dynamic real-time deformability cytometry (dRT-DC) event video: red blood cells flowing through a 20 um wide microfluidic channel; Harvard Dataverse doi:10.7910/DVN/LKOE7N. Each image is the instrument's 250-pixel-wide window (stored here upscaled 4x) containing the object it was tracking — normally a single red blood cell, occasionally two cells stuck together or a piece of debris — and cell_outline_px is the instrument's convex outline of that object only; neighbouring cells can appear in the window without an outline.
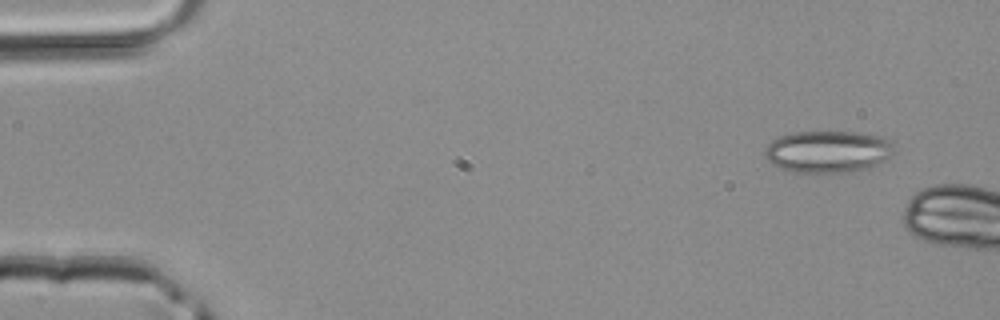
{"species": "common noctule bat (a hibernating species)", "species_latin": "Nyctalus noctula", "temperature_condition": "room temperature", "stored_images_in_passage": 3, "camera_frame_rate_fps": 3000, "um_per_image_px": 0.085, "animal": {"sex": "male", "body_mass_g": 20.4}, "frame": {"image": 1, "passage_image": 1, "time_ms": 0.0, "image_size_px": [1000, 320], "cell_outline_px": [[892, 156], [888, 160], [868, 168], [844, 172], [796, 172], [780, 168], [772, 164], [764, 156], [764, 148], [772, 140], [780, 136], [792, 132], [856, 132], [884, 136], [892, 144]], "centroid_in_image_um": [70.37, 12.88], "position_along_channel_um": 14.6, "area_um2": 31.73}}